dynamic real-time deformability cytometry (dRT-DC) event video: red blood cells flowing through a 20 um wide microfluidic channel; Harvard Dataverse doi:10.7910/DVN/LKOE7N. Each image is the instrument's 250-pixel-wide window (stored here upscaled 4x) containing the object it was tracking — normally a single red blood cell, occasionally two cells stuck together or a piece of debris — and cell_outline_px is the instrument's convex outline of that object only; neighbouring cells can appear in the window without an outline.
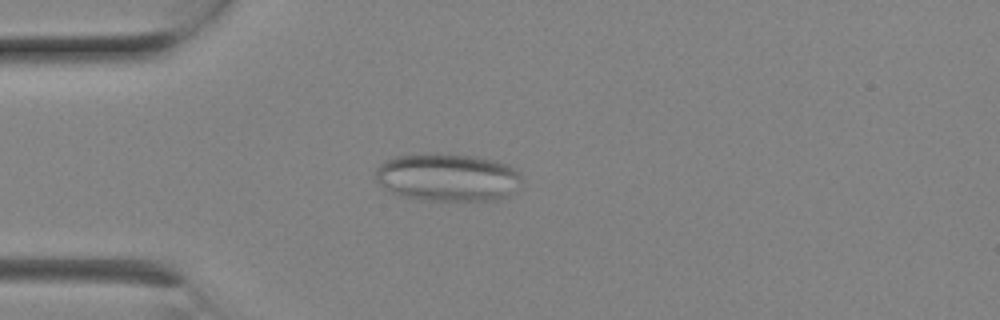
{"species": "Egyptian fruit bat (a non-hibernating species)", "species_latin": "Rousettus aegyptiacus", "temperature_condition": "room temperature", "stored_images_in_passage": 5, "camera_frame_rate_fps": 3000, "um_per_image_px": 0.085, "animal": {"sex": "female"}, "frame": {"image": 1, "passage_image": 3, "time_ms": 0.667, "image_size_px": [1000, 320], "cell_outline_px": [[520, 188], [512, 196], [496, 200], [420, 200], [400, 196], [384, 188], [376, 180], [376, 168], [380, 164], [396, 156], [424, 152], [436, 152], [476, 156], [508, 164], [516, 168], [520, 172]], "centroid_in_image_um": [38.08, 15.07], "position_along_channel_um": 46.9, "area_um2": 41.62}}